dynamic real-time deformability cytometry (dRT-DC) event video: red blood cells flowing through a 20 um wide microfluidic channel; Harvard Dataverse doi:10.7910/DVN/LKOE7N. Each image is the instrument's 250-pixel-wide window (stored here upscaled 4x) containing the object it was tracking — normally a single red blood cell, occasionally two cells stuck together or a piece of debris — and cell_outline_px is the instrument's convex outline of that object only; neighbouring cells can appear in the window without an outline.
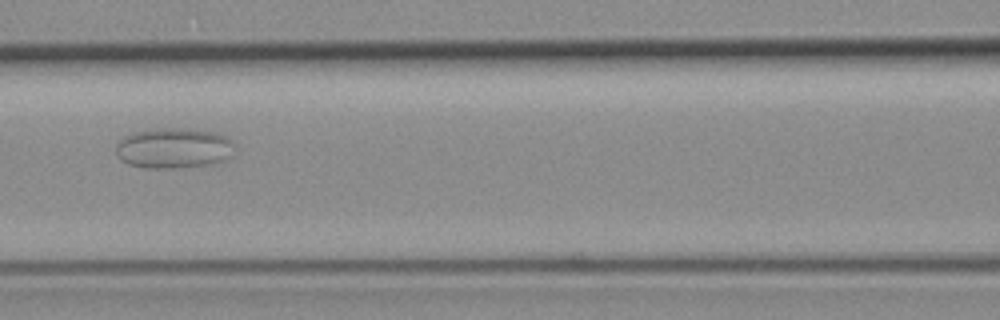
{"species": "common noctule bat (a hibernating species)", "species_latin": "Nyctalus noctula", "temperature_condition": "room temperature", "stored_images_in_passage": 57, "camera_frame_rate_fps": 3000, "um_per_image_px": 0.085, "animal": {"sex": "female", "body_mass_g": 19.3, "forearm_length_mm": 54.1}, "frame": {"image": 1, "passage_image": 23, "time_ms": 7.333, "image_size_px": [1000, 320], "cell_outline_px": [[232, 144], [224, 160], [220, 164], [180, 168], [144, 168], [128, 164], [120, 160], [116, 152], [116, 144], [124, 136], [132, 132], [156, 128], [196, 128], [216, 132], [224, 136]], "centroid_in_image_um": [14.7, 12.59], "position_along_channel_um": 151.9, "area_um2": 28.21}}
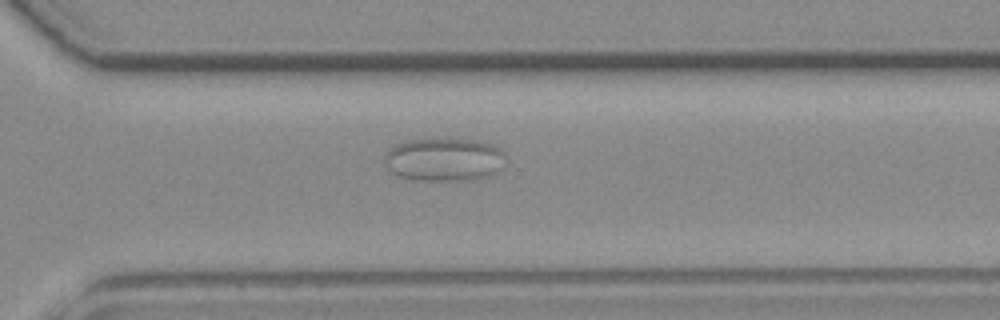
{"frame": {"image": 2, "passage_image": 39, "time_ms": 12.667, "image_size_px": [1000, 320], "cell_outline_px": [[504, 168], [492, 176], [476, 180], [416, 180], [400, 176], [392, 172], [388, 168], [384, 160], [384, 156], [388, 148], [396, 144], [408, 140], [444, 136], [448, 136], [476, 140], [500, 148], [504, 152]], "centroid_in_image_um": [37.78, 13.53], "position_along_channel_um": 332.8, "area_um2": 31.62}}